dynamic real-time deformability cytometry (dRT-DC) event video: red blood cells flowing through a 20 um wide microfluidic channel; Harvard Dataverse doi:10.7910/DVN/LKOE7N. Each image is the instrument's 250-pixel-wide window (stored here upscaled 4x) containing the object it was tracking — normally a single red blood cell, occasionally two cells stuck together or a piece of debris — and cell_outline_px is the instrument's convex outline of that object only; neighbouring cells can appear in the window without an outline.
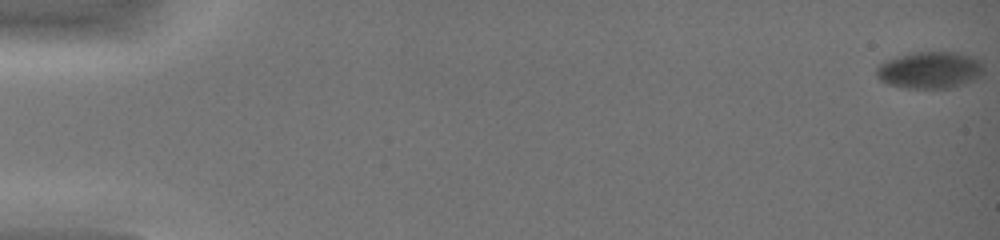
{"species": "common noctule bat (a hibernating species)", "species_latin": "Nyctalus noctula", "temperature_condition": "warm", "stored_images_in_passage": 46, "camera_frame_rate_fps": 3000, "um_per_image_px": 0.085, "animal": {"sex": "female", "body_mass_g": 19.0, "forearm_length_mm": 51.5}, "frame": {"image": 1, "passage_image": 1, "time_ms": 0.0, "image_size_px": [1000, 240], "cell_outline_px": [[984, 72], [980, 76], [972, 80], [948, 88], [908, 88], [888, 84], [880, 80], [876, 76], [876, 68], [880, 64], [896, 56], [912, 52], [956, 52], [980, 60], [984, 68]], "centroid_in_image_um": [79.01, 5.95], "position_along_channel_um": 6.0, "area_um2": 22.89}}
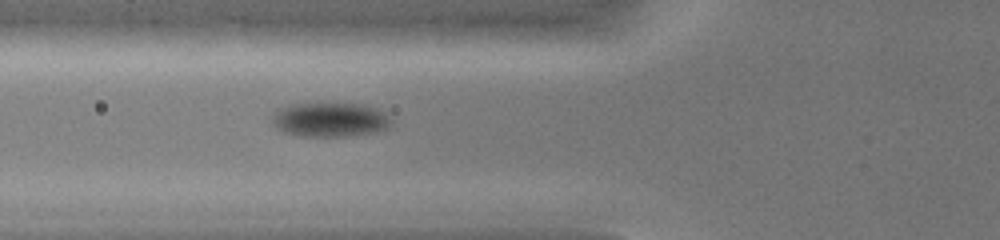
{"frame": {"image": 2, "passage_image": 20, "time_ms": 6.333, "image_size_px": [1000, 240], "cell_outline_px": [[392, 128], [376, 132], [352, 136], [304, 136], [284, 132], [276, 128], [272, 124], [272, 116], [276, 108], [292, 104], [316, 100], [320, 100], [364, 104], [380, 108], [392, 120]], "centroid_in_image_um": [28.08, 10.11], "position_along_channel_um": 97.7, "area_um2": 25.32}}
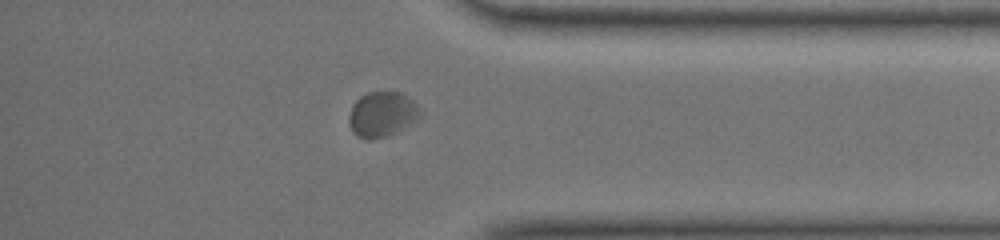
{"frame": {"image": 3, "passage_image": 41, "time_ms": 13.333, "image_size_px": [1000, 240], "cell_outline_px": [[420, 116], [416, 120], [404, 128], [396, 132], [384, 136], [368, 140], [364, 140], [356, 136], [352, 132], [348, 120], [348, 116], [352, 104], [360, 96], [368, 92], [400, 92], [408, 96], [420, 108]], "centroid_in_image_um": [32.44, 9.71], "position_along_channel_um": 402.8, "area_um2": 18.84}, "authors_computed_cell_mechanics": {"area_um2": 22.8599, "velocity_mm_per_s": 4.3855, "shape_relaxation_time_tau1_ms": 2.4021, "shape_relaxation_time_tau2_ms": 1.3774, "deformation_change_tau1": 0.0604, "deformation_change_tau2": 0.0305}}